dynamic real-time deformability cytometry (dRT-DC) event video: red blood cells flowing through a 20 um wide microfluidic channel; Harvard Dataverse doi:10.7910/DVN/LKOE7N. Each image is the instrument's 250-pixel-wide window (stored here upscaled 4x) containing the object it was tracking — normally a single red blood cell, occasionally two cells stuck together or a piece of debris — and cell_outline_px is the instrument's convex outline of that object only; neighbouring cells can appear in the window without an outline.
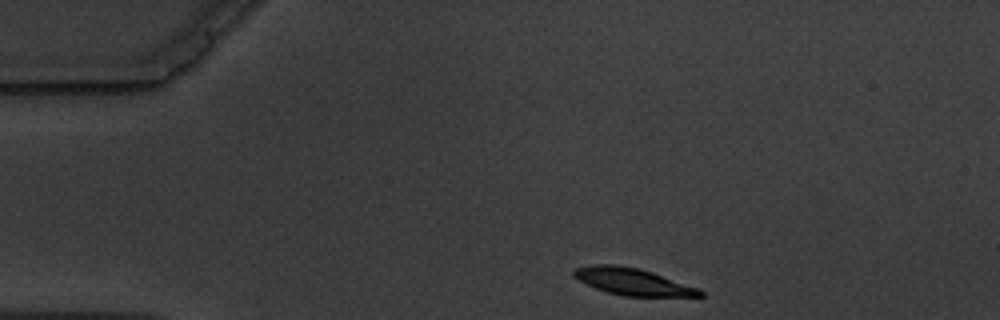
{"species": "common noctule bat (a hibernating species)", "species_latin": "Nyctalus noctula", "temperature_condition": "warm", "stored_images_in_passage": 2, "camera_frame_rate_fps": 3000, "um_per_image_px": 0.085, "animal": {"sex": "male", "body_mass_g": 19.5, "forearm_length_mm": 54.6}, "frame": {"image": 1, "passage_image": 1, "time_ms": 0.0, "image_size_px": [1000, 320], "cell_outline_px": [[704, 296], [624, 296], [608, 292], [596, 288], [572, 276], [572, 272], [576, 268], [592, 264], [616, 264], [640, 268], [700, 288], [704, 292]], "centroid_in_image_um": [53.8, 23.93], "position_along_channel_um": 31.2, "area_um2": 19.77}}